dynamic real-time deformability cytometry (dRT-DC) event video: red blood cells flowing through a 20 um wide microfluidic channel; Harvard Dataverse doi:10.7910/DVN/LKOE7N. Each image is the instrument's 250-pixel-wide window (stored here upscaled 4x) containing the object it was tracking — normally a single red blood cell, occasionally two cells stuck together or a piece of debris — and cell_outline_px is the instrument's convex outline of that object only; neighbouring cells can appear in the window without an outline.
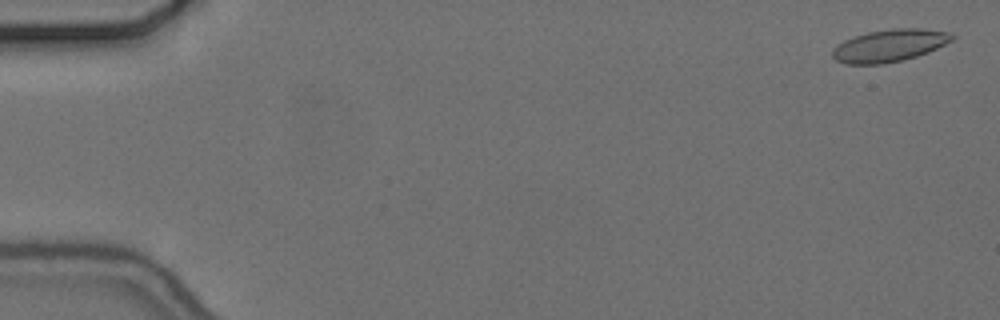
{"species": "common noctule bat (a hibernating species)", "species_latin": "Nyctalus noctula", "temperature_condition": "cold", "stored_images_in_passage": 57, "camera_frame_rate_fps": 3000, "um_per_image_px": 0.085, "animal": {"sex": "female", "body_mass_g": 24.6, "forearm_length_mm": 56.2}, "frame": {"image": 1, "passage_image": 2, "time_ms": 0.333, "image_size_px": [1000, 320], "cell_outline_px": [[956, 36], [952, 40], [928, 52], [916, 56], [900, 60], [880, 64], [844, 64], [836, 60], [832, 56], [832, 52], [844, 40], [868, 32], [892, 28], [924, 28], [948, 32]], "centroid_in_image_um": [75.62, 3.86], "position_along_channel_um": 9.4, "area_um2": 22.25}}
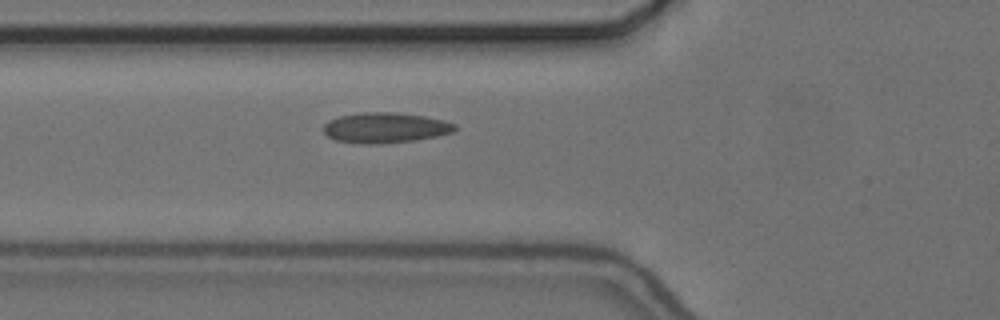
{"frame": {"image": 2, "passage_image": 21, "time_ms": 6.667, "image_size_px": [1000, 320], "cell_outline_px": [[456, 128], [452, 132], [436, 136], [412, 140], [376, 144], [360, 144], [336, 140], [328, 136], [324, 132], [324, 124], [328, 120], [340, 116], [360, 112], [396, 112], [424, 116], [444, 120], [456, 124]], "centroid_in_image_um": [32.72, 10.85], "position_along_channel_um": 93.1, "area_um2": 23.18}}
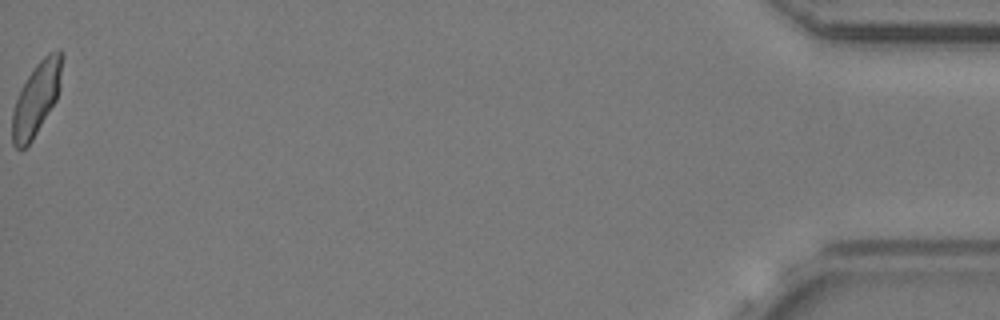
{"frame": {"image": 3, "passage_image": 57, "time_ms": 18.667, "image_size_px": [1000, 320], "cell_outline_px": [[60, 88], [56, 100], [32, 140], [24, 148], [16, 148], [12, 144], [12, 112], [20, 88], [36, 64], [48, 52], [56, 48], [60, 48]], "centroid_in_image_um": [3.06, 8.4], "position_along_channel_um": 432.1, "area_um2": 20.75}, "authors_computed_cell_mechanics": {"area_um2": 22.0796, "velocity_mm_per_s": 3.6579, "shape_relaxation_time_tau1_ms": null, "shape_relaxation_time_tau2_ms": 1.1994, "deformation_change_tau1": null, "deformation_change_tau2": 0.0667}}